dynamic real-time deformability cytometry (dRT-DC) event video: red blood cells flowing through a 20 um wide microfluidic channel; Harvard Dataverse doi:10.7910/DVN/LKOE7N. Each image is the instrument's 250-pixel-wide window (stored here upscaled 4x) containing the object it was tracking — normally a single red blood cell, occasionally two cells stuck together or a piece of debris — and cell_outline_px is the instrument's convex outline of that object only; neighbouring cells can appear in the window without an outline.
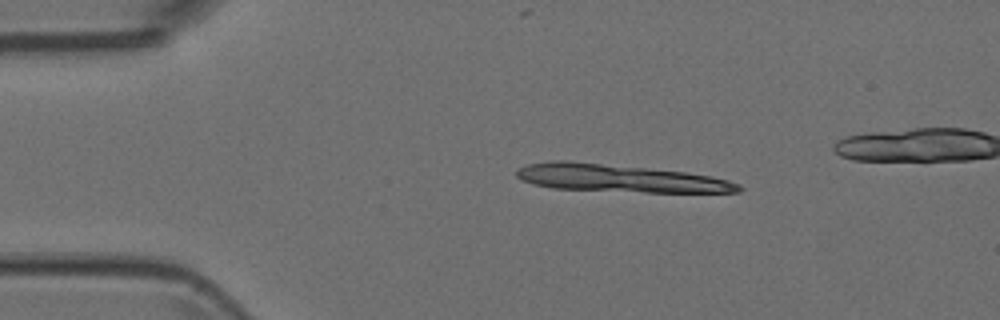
{"species": "Egyptian fruit bat (a non-hibernating species)", "species_latin": "Rousettus aegyptiacus", "temperature_condition": "room temperature", "stored_images_in_passage": 4, "camera_frame_rate_fps": 3000, "um_per_image_px": 0.085, "animal": {"sex": "female"}, "frame": {"image": 1, "passage_image": 2, "time_ms": 0.333, "image_size_px": [1000, 320], "cell_outline_px": [[744, 188], [740, 192], [644, 192], [552, 188], [532, 184], [516, 176], [516, 168], [528, 164], [556, 160], [568, 160], [684, 172], [712, 176], [728, 180], [740, 184]], "centroid_in_image_um": [52.67, 15.15], "position_along_channel_um": 32.3, "area_um2": 35.55}}